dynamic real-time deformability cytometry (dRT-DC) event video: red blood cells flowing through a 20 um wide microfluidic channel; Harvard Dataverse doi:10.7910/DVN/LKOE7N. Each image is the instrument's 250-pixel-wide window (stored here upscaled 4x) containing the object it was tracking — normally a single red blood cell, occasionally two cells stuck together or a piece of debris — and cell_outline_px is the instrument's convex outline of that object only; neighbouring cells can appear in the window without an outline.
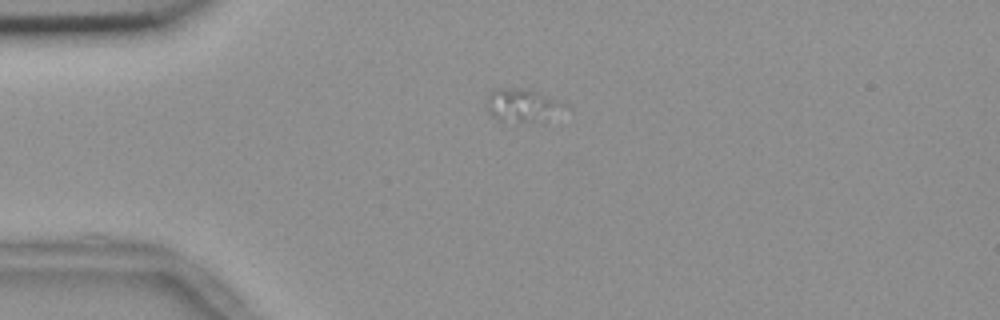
{"species": "common noctule bat (a hibernating species)", "species_latin": "Nyctalus noctula", "temperature_condition": "room temperature", "stored_images_in_passage": 31, "camera_frame_rate_fps": 3000, "um_per_image_px": 0.085, "animal": {"sex": "female", "body_mass_g": 18.4}, "frame": {"image": 1, "passage_image": 1, "time_ms": 0.0, "image_size_px": [1000, 320], "cell_outline_px": [[552, 104], [520, 120], [500, 120], [492, 116], [488, 112], [488, 92], [496, 88], [520, 88], [536, 92], [552, 100]], "centroid_in_image_um": [43.8, 8.78], "position_along_channel_um": 41.2, "area_um2": 11.39}}